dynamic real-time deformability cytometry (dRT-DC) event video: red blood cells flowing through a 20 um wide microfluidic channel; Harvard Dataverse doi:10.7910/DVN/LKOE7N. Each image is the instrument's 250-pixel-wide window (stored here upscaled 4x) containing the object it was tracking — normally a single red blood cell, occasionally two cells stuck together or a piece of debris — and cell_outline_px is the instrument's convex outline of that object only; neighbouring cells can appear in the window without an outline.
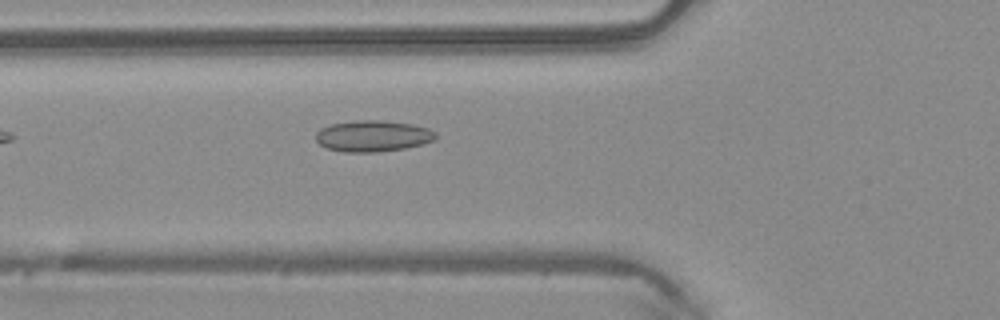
{"species": "common noctule bat (a hibernating species)", "species_latin": "Nyctalus noctula", "temperature_condition": "warm", "stored_images_in_passage": 37, "camera_frame_rate_fps": 3000, "um_per_image_px": 0.085, "animal": {"sex": "male", "body_mass_g": 20.4}, "frame": {"image": 1, "passage_image": 6, "time_ms": 1.667, "image_size_px": [1000, 320], "cell_outline_px": [[436, 136], [432, 140], [420, 144], [404, 148], [376, 152], [344, 152], [324, 148], [316, 140], [316, 132], [320, 128], [332, 124], [356, 120], [380, 120], [412, 124], [428, 128], [436, 132]], "centroid_in_image_um": [31.64, 11.56], "position_along_channel_um": 94.2, "area_um2": 21.73}}
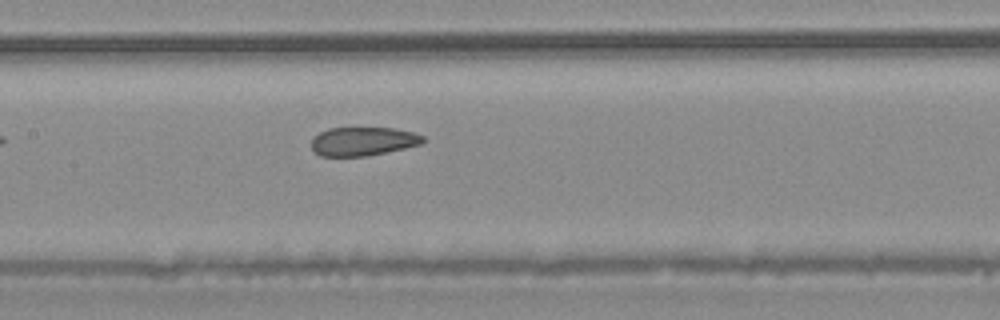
{"frame": {"image": 2, "passage_image": 12, "time_ms": 3.667, "image_size_px": [1000, 320], "cell_outline_px": [[424, 140], [420, 144], [404, 148], [364, 156], [320, 156], [312, 148], [312, 140], [320, 132], [328, 128], [396, 128], [412, 132], [424, 136]], "centroid_in_image_um": [30.85, 12.0], "position_along_channel_um": 176.5, "area_um2": 18.38}}
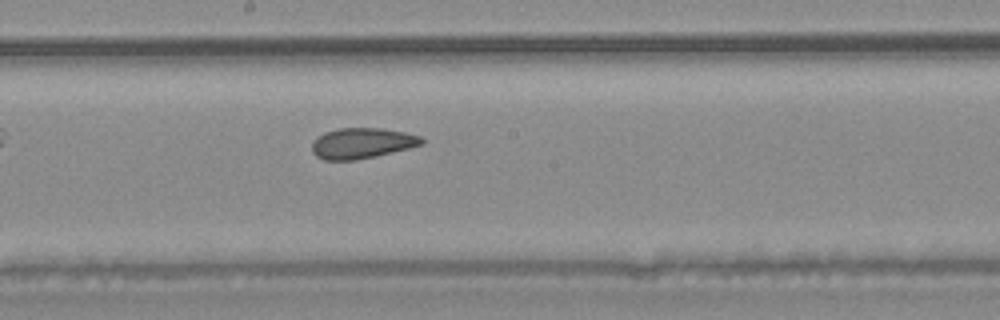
{"frame": {"image": 3, "passage_image": 15, "time_ms": 4.667, "image_size_px": [1000, 320], "cell_outline_px": [[424, 144], [376, 156], [356, 160], [324, 160], [316, 156], [312, 152], [312, 144], [324, 132], [340, 128], [384, 128], [404, 132], [420, 136], [424, 140]], "centroid_in_image_um": [30.78, 12.17], "position_along_channel_um": 217.4, "area_um2": 19.48}, "authors_computed_cell_mechanics": {"area_um2": 20.2878, "velocity_mm_per_s": 4.0888, "shape_relaxation_time_tau1_ms": null, "shape_relaxation_time_tau2_ms": 1.6464, "deformation_change_tau1": null, "deformation_change_tau2": 0.0812}}